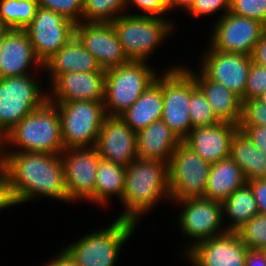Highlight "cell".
<instances>
[{"mask_svg": "<svg viewBox=\"0 0 266 266\" xmlns=\"http://www.w3.org/2000/svg\"><path fill=\"white\" fill-rule=\"evenodd\" d=\"M0 162L9 172L18 204L38 196L69 202L60 154L7 151L5 153V150L0 149Z\"/></svg>", "mask_w": 266, "mask_h": 266, "instance_id": "cell-1", "label": "cell"}, {"mask_svg": "<svg viewBox=\"0 0 266 266\" xmlns=\"http://www.w3.org/2000/svg\"><path fill=\"white\" fill-rule=\"evenodd\" d=\"M162 196L170 198L168 163L137 158L126 167L125 188L120 200L126 209L116 219L137 224L140 215L151 210Z\"/></svg>", "mask_w": 266, "mask_h": 266, "instance_id": "cell-2", "label": "cell"}, {"mask_svg": "<svg viewBox=\"0 0 266 266\" xmlns=\"http://www.w3.org/2000/svg\"><path fill=\"white\" fill-rule=\"evenodd\" d=\"M8 143L21 149L12 152L62 153L65 148L57 106L47 100L24 117L0 140V149Z\"/></svg>", "mask_w": 266, "mask_h": 266, "instance_id": "cell-3", "label": "cell"}, {"mask_svg": "<svg viewBox=\"0 0 266 266\" xmlns=\"http://www.w3.org/2000/svg\"><path fill=\"white\" fill-rule=\"evenodd\" d=\"M156 77L153 68L145 61L129 60L105 70L103 104L106 116H120L140 98Z\"/></svg>", "mask_w": 266, "mask_h": 266, "instance_id": "cell-4", "label": "cell"}, {"mask_svg": "<svg viewBox=\"0 0 266 266\" xmlns=\"http://www.w3.org/2000/svg\"><path fill=\"white\" fill-rule=\"evenodd\" d=\"M143 14L124 13L112 22L123 52L131 61L147 62L149 54L153 53L173 28L171 22L165 18Z\"/></svg>", "mask_w": 266, "mask_h": 266, "instance_id": "cell-5", "label": "cell"}, {"mask_svg": "<svg viewBox=\"0 0 266 266\" xmlns=\"http://www.w3.org/2000/svg\"><path fill=\"white\" fill-rule=\"evenodd\" d=\"M136 226L134 222L116 219L104 230L85 235L63 250L78 266H114L121 246Z\"/></svg>", "mask_w": 266, "mask_h": 266, "instance_id": "cell-6", "label": "cell"}, {"mask_svg": "<svg viewBox=\"0 0 266 266\" xmlns=\"http://www.w3.org/2000/svg\"><path fill=\"white\" fill-rule=\"evenodd\" d=\"M58 108L65 149L94 148L106 113L103 101L52 103Z\"/></svg>", "mask_w": 266, "mask_h": 266, "instance_id": "cell-7", "label": "cell"}, {"mask_svg": "<svg viewBox=\"0 0 266 266\" xmlns=\"http://www.w3.org/2000/svg\"><path fill=\"white\" fill-rule=\"evenodd\" d=\"M47 100L48 94L29 74L0 78V140Z\"/></svg>", "mask_w": 266, "mask_h": 266, "instance_id": "cell-8", "label": "cell"}, {"mask_svg": "<svg viewBox=\"0 0 266 266\" xmlns=\"http://www.w3.org/2000/svg\"><path fill=\"white\" fill-rule=\"evenodd\" d=\"M163 75L155 79L163 93L161 120L183 141L192 129L188 106L190 95L197 85L184 66L170 68Z\"/></svg>", "mask_w": 266, "mask_h": 266, "instance_id": "cell-9", "label": "cell"}, {"mask_svg": "<svg viewBox=\"0 0 266 266\" xmlns=\"http://www.w3.org/2000/svg\"><path fill=\"white\" fill-rule=\"evenodd\" d=\"M210 167L209 162L182 141L168 163L170 199L203 198Z\"/></svg>", "mask_w": 266, "mask_h": 266, "instance_id": "cell-10", "label": "cell"}, {"mask_svg": "<svg viewBox=\"0 0 266 266\" xmlns=\"http://www.w3.org/2000/svg\"><path fill=\"white\" fill-rule=\"evenodd\" d=\"M265 31L266 25L262 22L229 11L218 17L215 22L210 47L224 53H243L251 56Z\"/></svg>", "mask_w": 266, "mask_h": 266, "instance_id": "cell-11", "label": "cell"}, {"mask_svg": "<svg viewBox=\"0 0 266 266\" xmlns=\"http://www.w3.org/2000/svg\"><path fill=\"white\" fill-rule=\"evenodd\" d=\"M75 25L62 15L38 6L33 21L24 30L36 57L44 64L75 35Z\"/></svg>", "mask_w": 266, "mask_h": 266, "instance_id": "cell-12", "label": "cell"}, {"mask_svg": "<svg viewBox=\"0 0 266 266\" xmlns=\"http://www.w3.org/2000/svg\"><path fill=\"white\" fill-rule=\"evenodd\" d=\"M68 200L94 201L95 179L101 159L94 148L65 149L61 154ZM64 157V158H63Z\"/></svg>", "mask_w": 266, "mask_h": 266, "instance_id": "cell-13", "label": "cell"}, {"mask_svg": "<svg viewBox=\"0 0 266 266\" xmlns=\"http://www.w3.org/2000/svg\"><path fill=\"white\" fill-rule=\"evenodd\" d=\"M247 251L237 232L226 231L188 246L185 254L195 266H245Z\"/></svg>", "mask_w": 266, "mask_h": 266, "instance_id": "cell-14", "label": "cell"}, {"mask_svg": "<svg viewBox=\"0 0 266 266\" xmlns=\"http://www.w3.org/2000/svg\"><path fill=\"white\" fill-rule=\"evenodd\" d=\"M175 202L183 205L179 224L186 236L195 239L192 246L227 231L225 228L219 229L225 218L220 202L204 198H187Z\"/></svg>", "mask_w": 266, "mask_h": 266, "instance_id": "cell-15", "label": "cell"}, {"mask_svg": "<svg viewBox=\"0 0 266 266\" xmlns=\"http://www.w3.org/2000/svg\"><path fill=\"white\" fill-rule=\"evenodd\" d=\"M201 71L211 80L223 84L244 101V92L252 56L224 53L211 47L203 54Z\"/></svg>", "mask_w": 266, "mask_h": 266, "instance_id": "cell-16", "label": "cell"}, {"mask_svg": "<svg viewBox=\"0 0 266 266\" xmlns=\"http://www.w3.org/2000/svg\"><path fill=\"white\" fill-rule=\"evenodd\" d=\"M75 36L104 70L129 61L112 23L80 22L75 25Z\"/></svg>", "mask_w": 266, "mask_h": 266, "instance_id": "cell-17", "label": "cell"}, {"mask_svg": "<svg viewBox=\"0 0 266 266\" xmlns=\"http://www.w3.org/2000/svg\"><path fill=\"white\" fill-rule=\"evenodd\" d=\"M95 148L102 160L128 167L138 158L136 132L120 116H106Z\"/></svg>", "mask_w": 266, "mask_h": 266, "instance_id": "cell-18", "label": "cell"}, {"mask_svg": "<svg viewBox=\"0 0 266 266\" xmlns=\"http://www.w3.org/2000/svg\"><path fill=\"white\" fill-rule=\"evenodd\" d=\"M52 83V92H48V101L51 103L104 100V69L96 72L63 73Z\"/></svg>", "mask_w": 266, "mask_h": 266, "instance_id": "cell-19", "label": "cell"}, {"mask_svg": "<svg viewBox=\"0 0 266 266\" xmlns=\"http://www.w3.org/2000/svg\"><path fill=\"white\" fill-rule=\"evenodd\" d=\"M238 125L220 122L191 129L183 142L210 164L230 157L231 140Z\"/></svg>", "mask_w": 266, "mask_h": 266, "instance_id": "cell-20", "label": "cell"}, {"mask_svg": "<svg viewBox=\"0 0 266 266\" xmlns=\"http://www.w3.org/2000/svg\"><path fill=\"white\" fill-rule=\"evenodd\" d=\"M30 64L43 68L27 32L11 29L0 45V78L27 75Z\"/></svg>", "mask_w": 266, "mask_h": 266, "instance_id": "cell-21", "label": "cell"}, {"mask_svg": "<svg viewBox=\"0 0 266 266\" xmlns=\"http://www.w3.org/2000/svg\"><path fill=\"white\" fill-rule=\"evenodd\" d=\"M181 142L163 120L154 121L136 133L139 159L159 160L169 163Z\"/></svg>", "mask_w": 266, "mask_h": 266, "instance_id": "cell-22", "label": "cell"}, {"mask_svg": "<svg viewBox=\"0 0 266 266\" xmlns=\"http://www.w3.org/2000/svg\"><path fill=\"white\" fill-rule=\"evenodd\" d=\"M188 71L192 74L197 87L205 95L215 116L221 122L238 125L241 119V98L223 84L209 79L201 70L199 76L191 69Z\"/></svg>", "mask_w": 266, "mask_h": 266, "instance_id": "cell-23", "label": "cell"}, {"mask_svg": "<svg viewBox=\"0 0 266 266\" xmlns=\"http://www.w3.org/2000/svg\"><path fill=\"white\" fill-rule=\"evenodd\" d=\"M43 69L51 74V82L63 73L103 70L75 35L43 64Z\"/></svg>", "mask_w": 266, "mask_h": 266, "instance_id": "cell-24", "label": "cell"}, {"mask_svg": "<svg viewBox=\"0 0 266 266\" xmlns=\"http://www.w3.org/2000/svg\"><path fill=\"white\" fill-rule=\"evenodd\" d=\"M246 183L241 168L228 157L211 164L203 198L222 203Z\"/></svg>", "mask_w": 266, "mask_h": 266, "instance_id": "cell-25", "label": "cell"}, {"mask_svg": "<svg viewBox=\"0 0 266 266\" xmlns=\"http://www.w3.org/2000/svg\"><path fill=\"white\" fill-rule=\"evenodd\" d=\"M162 110V87L155 80L120 118L137 133L152 122L161 120Z\"/></svg>", "mask_w": 266, "mask_h": 266, "instance_id": "cell-26", "label": "cell"}, {"mask_svg": "<svg viewBox=\"0 0 266 266\" xmlns=\"http://www.w3.org/2000/svg\"><path fill=\"white\" fill-rule=\"evenodd\" d=\"M230 158L241 168L247 182L266 178V155L240 130L232 137Z\"/></svg>", "mask_w": 266, "mask_h": 266, "instance_id": "cell-27", "label": "cell"}, {"mask_svg": "<svg viewBox=\"0 0 266 266\" xmlns=\"http://www.w3.org/2000/svg\"><path fill=\"white\" fill-rule=\"evenodd\" d=\"M126 167L100 159L96 171L94 203L107 204L112 195L120 200L125 188Z\"/></svg>", "mask_w": 266, "mask_h": 266, "instance_id": "cell-28", "label": "cell"}, {"mask_svg": "<svg viewBox=\"0 0 266 266\" xmlns=\"http://www.w3.org/2000/svg\"><path fill=\"white\" fill-rule=\"evenodd\" d=\"M221 205L222 215L227 214L233 222L224 227L227 231L236 232L252 217L259 214L257 202L247 183L235 190Z\"/></svg>", "mask_w": 266, "mask_h": 266, "instance_id": "cell-29", "label": "cell"}, {"mask_svg": "<svg viewBox=\"0 0 266 266\" xmlns=\"http://www.w3.org/2000/svg\"><path fill=\"white\" fill-rule=\"evenodd\" d=\"M37 7L38 0H0V22L24 30L33 21Z\"/></svg>", "mask_w": 266, "mask_h": 266, "instance_id": "cell-30", "label": "cell"}, {"mask_svg": "<svg viewBox=\"0 0 266 266\" xmlns=\"http://www.w3.org/2000/svg\"><path fill=\"white\" fill-rule=\"evenodd\" d=\"M126 7V0H83L81 21L112 23Z\"/></svg>", "mask_w": 266, "mask_h": 266, "instance_id": "cell-31", "label": "cell"}, {"mask_svg": "<svg viewBox=\"0 0 266 266\" xmlns=\"http://www.w3.org/2000/svg\"><path fill=\"white\" fill-rule=\"evenodd\" d=\"M188 109L192 128L216 125L221 122L213 113L205 95L198 87L190 95Z\"/></svg>", "mask_w": 266, "mask_h": 266, "instance_id": "cell-32", "label": "cell"}, {"mask_svg": "<svg viewBox=\"0 0 266 266\" xmlns=\"http://www.w3.org/2000/svg\"><path fill=\"white\" fill-rule=\"evenodd\" d=\"M236 232L248 248L266 250V215L259 213Z\"/></svg>", "mask_w": 266, "mask_h": 266, "instance_id": "cell-33", "label": "cell"}, {"mask_svg": "<svg viewBox=\"0 0 266 266\" xmlns=\"http://www.w3.org/2000/svg\"><path fill=\"white\" fill-rule=\"evenodd\" d=\"M38 6L56 12L74 24L81 22L83 0H38Z\"/></svg>", "mask_w": 266, "mask_h": 266, "instance_id": "cell-34", "label": "cell"}, {"mask_svg": "<svg viewBox=\"0 0 266 266\" xmlns=\"http://www.w3.org/2000/svg\"><path fill=\"white\" fill-rule=\"evenodd\" d=\"M229 11L266 25V0H229Z\"/></svg>", "mask_w": 266, "mask_h": 266, "instance_id": "cell-35", "label": "cell"}, {"mask_svg": "<svg viewBox=\"0 0 266 266\" xmlns=\"http://www.w3.org/2000/svg\"><path fill=\"white\" fill-rule=\"evenodd\" d=\"M238 125L266 126V105L258 99L242 101L241 119Z\"/></svg>", "mask_w": 266, "mask_h": 266, "instance_id": "cell-36", "label": "cell"}, {"mask_svg": "<svg viewBox=\"0 0 266 266\" xmlns=\"http://www.w3.org/2000/svg\"><path fill=\"white\" fill-rule=\"evenodd\" d=\"M266 91V67L251 62L245 92L244 100L257 99Z\"/></svg>", "mask_w": 266, "mask_h": 266, "instance_id": "cell-37", "label": "cell"}, {"mask_svg": "<svg viewBox=\"0 0 266 266\" xmlns=\"http://www.w3.org/2000/svg\"><path fill=\"white\" fill-rule=\"evenodd\" d=\"M224 9V10H223ZM218 10L229 12V0H195L192 7L188 10L194 17L210 15Z\"/></svg>", "mask_w": 266, "mask_h": 266, "instance_id": "cell-38", "label": "cell"}, {"mask_svg": "<svg viewBox=\"0 0 266 266\" xmlns=\"http://www.w3.org/2000/svg\"><path fill=\"white\" fill-rule=\"evenodd\" d=\"M172 0H126L127 5H135L144 11L145 16L162 17L164 12L170 9ZM130 2V3H129Z\"/></svg>", "mask_w": 266, "mask_h": 266, "instance_id": "cell-39", "label": "cell"}, {"mask_svg": "<svg viewBox=\"0 0 266 266\" xmlns=\"http://www.w3.org/2000/svg\"><path fill=\"white\" fill-rule=\"evenodd\" d=\"M17 204L12 190L9 172L0 162V211Z\"/></svg>", "mask_w": 266, "mask_h": 266, "instance_id": "cell-40", "label": "cell"}, {"mask_svg": "<svg viewBox=\"0 0 266 266\" xmlns=\"http://www.w3.org/2000/svg\"><path fill=\"white\" fill-rule=\"evenodd\" d=\"M238 129L266 155V126L238 125Z\"/></svg>", "mask_w": 266, "mask_h": 266, "instance_id": "cell-41", "label": "cell"}, {"mask_svg": "<svg viewBox=\"0 0 266 266\" xmlns=\"http://www.w3.org/2000/svg\"><path fill=\"white\" fill-rule=\"evenodd\" d=\"M260 214L266 215V178L248 181Z\"/></svg>", "mask_w": 266, "mask_h": 266, "instance_id": "cell-42", "label": "cell"}, {"mask_svg": "<svg viewBox=\"0 0 266 266\" xmlns=\"http://www.w3.org/2000/svg\"><path fill=\"white\" fill-rule=\"evenodd\" d=\"M251 56L253 62L260 66L266 67V31L256 43Z\"/></svg>", "mask_w": 266, "mask_h": 266, "instance_id": "cell-43", "label": "cell"}, {"mask_svg": "<svg viewBox=\"0 0 266 266\" xmlns=\"http://www.w3.org/2000/svg\"><path fill=\"white\" fill-rule=\"evenodd\" d=\"M245 266H266V251L248 248Z\"/></svg>", "mask_w": 266, "mask_h": 266, "instance_id": "cell-44", "label": "cell"}, {"mask_svg": "<svg viewBox=\"0 0 266 266\" xmlns=\"http://www.w3.org/2000/svg\"><path fill=\"white\" fill-rule=\"evenodd\" d=\"M45 266H78L74 260L62 250L53 261H50Z\"/></svg>", "mask_w": 266, "mask_h": 266, "instance_id": "cell-45", "label": "cell"}, {"mask_svg": "<svg viewBox=\"0 0 266 266\" xmlns=\"http://www.w3.org/2000/svg\"><path fill=\"white\" fill-rule=\"evenodd\" d=\"M195 0H172L171 1V6H170V9L171 8H185L186 10H189L193 3H194Z\"/></svg>", "mask_w": 266, "mask_h": 266, "instance_id": "cell-46", "label": "cell"}, {"mask_svg": "<svg viewBox=\"0 0 266 266\" xmlns=\"http://www.w3.org/2000/svg\"><path fill=\"white\" fill-rule=\"evenodd\" d=\"M10 30H11L10 27H8L7 25H4L0 22V45Z\"/></svg>", "mask_w": 266, "mask_h": 266, "instance_id": "cell-47", "label": "cell"}, {"mask_svg": "<svg viewBox=\"0 0 266 266\" xmlns=\"http://www.w3.org/2000/svg\"><path fill=\"white\" fill-rule=\"evenodd\" d=\"M257 99L266 105V91H264Z\"/></svg>", "mask_w": 266, "mask_h": 266, "instance_id": "cell-48", "label": "cell"}]
</instances>
